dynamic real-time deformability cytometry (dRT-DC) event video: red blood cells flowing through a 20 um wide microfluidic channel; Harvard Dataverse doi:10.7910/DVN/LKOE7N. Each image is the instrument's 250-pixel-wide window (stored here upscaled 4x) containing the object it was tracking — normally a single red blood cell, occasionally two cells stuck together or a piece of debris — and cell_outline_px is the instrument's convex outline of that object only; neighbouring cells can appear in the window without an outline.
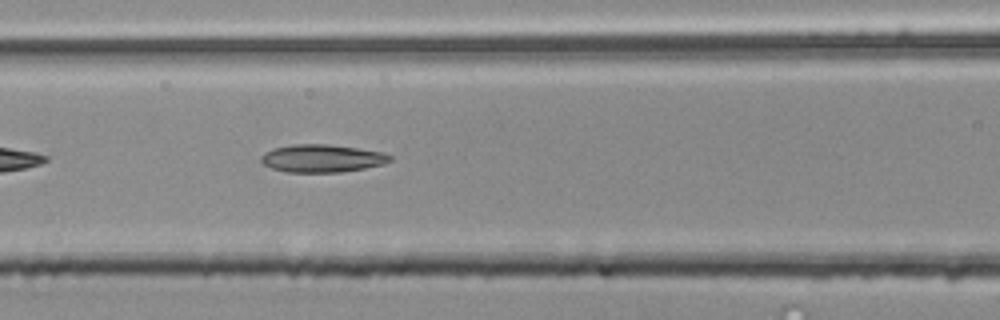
{"species": "common noctule bat (a hibernating species)", "species_latin": "Nyctalus noctula", "temperature_condition": "room temperature", "stored_images_in_passage": 37, "camera_frame_rate_fps": 3000, "um_per_image_px": 0.085, "animal": {"sex": "male", "body_mass_g": 20.4}, "frame": {"image": 1, "passage_image": 6, "time_ms": 1.667, "image_size_px": [1000, 320], "cell_outline_px": [[392, 160], [384, 164], [364, 168], [340, 172], [288, 172], [272, 168], [264, 164], [260, 160], [260, 156], [264, 152], [272, 148], [292, 144], [328, 144], [384, 152], [392, 156]], "centroid_in_image_um": [27.36, 13.45], "position_along_channel_um": 139.2, "area_um2": 20.92}}
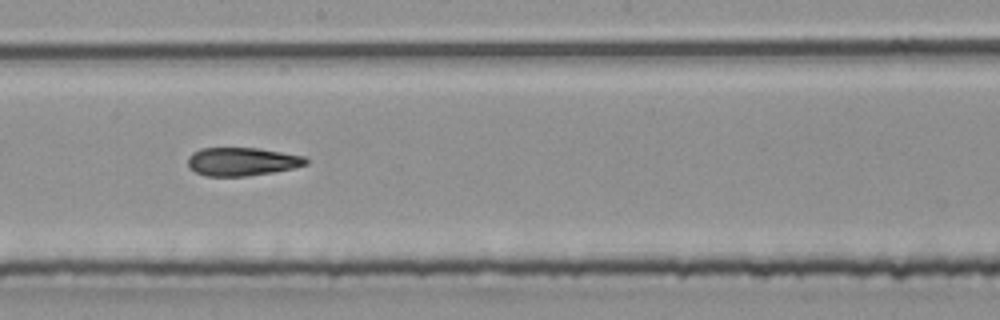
{"frame": {"image": 2, "passage_image": 13, "time_ms": 4.0, "image_size_px": [1000, 320], "cell_outline_px": [[308, 164], [292, 168], [272, 172], [248, 176], [208, 176], [196, 172], [188, 164], [188, 156], [192, 152], [200, 148], [256, 148], [304, 156], [308, 160]], "centroid_in_image_um": [20.56, 13.73], "position_along_channel_um": 227.6, "area_um2": 19.31}}
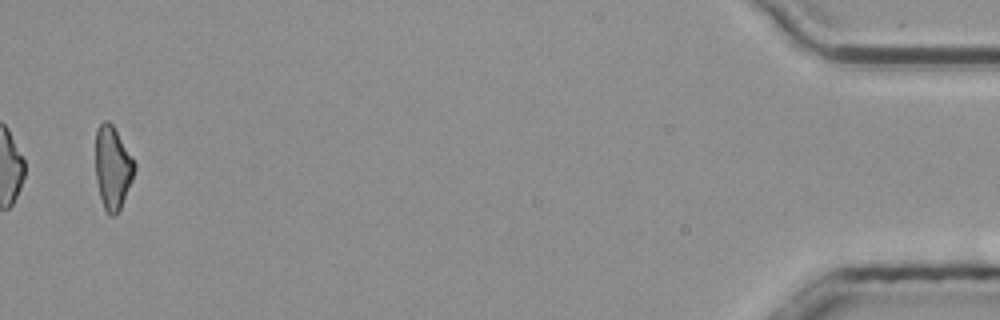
{"frame": {"image": 3, "passage_image": 36, "time_ms": 11.667, "image_size_px": [1000, 320], "cell_outline_px": [[136, 168], [132, 180], [120, 208], [116, 216], [108, 216], [104, 208], [100, 196], [96, 180], [96, 128], [104, 120], [108, 120], [112, 124], [132, 156], [136, 164]], "centroid_in_image_um": [9.57, 14.26], "position_along_channel_um": 425.6, "area_um2": 18.84}}